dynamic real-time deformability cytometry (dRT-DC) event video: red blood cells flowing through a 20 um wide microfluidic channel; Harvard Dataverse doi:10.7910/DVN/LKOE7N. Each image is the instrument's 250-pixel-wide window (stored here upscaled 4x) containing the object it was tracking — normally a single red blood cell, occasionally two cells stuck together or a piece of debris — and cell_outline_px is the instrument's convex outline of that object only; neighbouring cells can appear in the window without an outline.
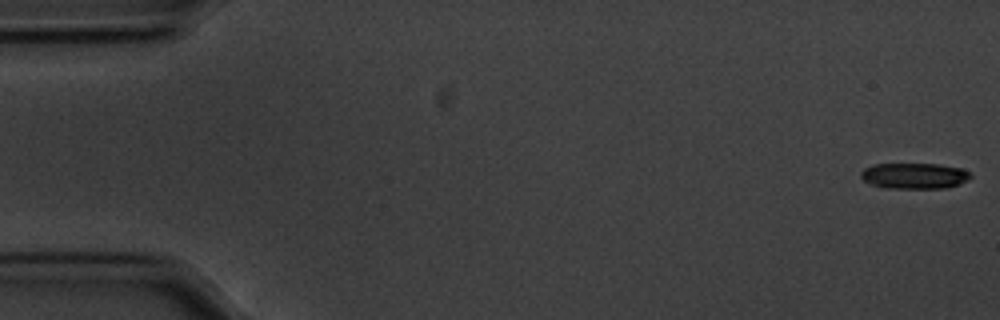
{"species": "common noctule bat (a hibernating species)", "species_latin": "Nyctalus noctula", "temperature_condition": "cold", "stored_images_in_passage": 56, "camera_frame_rate_fps": 3000, "um_per_image_px": 0.085, "animal": {"sex": "male", "body_mass_g": 20.1, "forearm_length_mm": 53.5}, "frame": {"image": 1, "passage_image": 1, "time_ms": 0.0, "image_size_px": [1000, 320], "cell_outline_px": [[972, 176], [968, 180], [960, 184], [948, 188], [888, 188], [872, 184], [864, 180], [860, 176], [860, 172], [864, 168], [876, 164], [940, 164], [960, 168], [968, 172]], "centroid_in_image_um": [77.74, 14.94], "position_along_channel_um": 7.3, "area_um2": 16.47}}
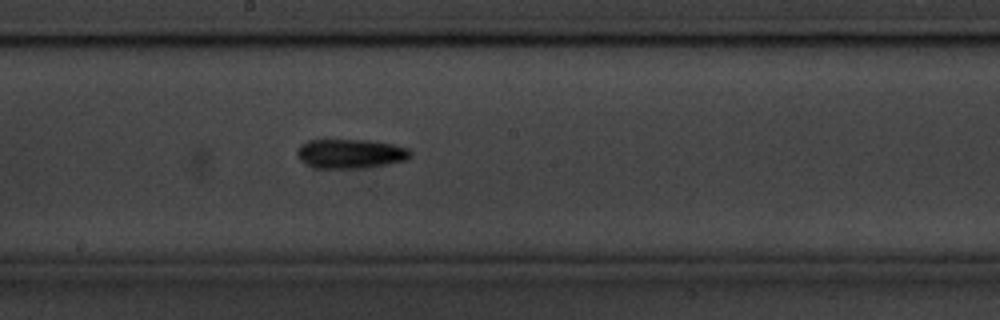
{"frame": {"image": 2, "passage_image": 30, "time_ms": 9.667, "image_size_px": [1000, 320], "cell_outline_px": [[412, 156], [408, 160], [388, 164], [364, 168], [312, 168], [304, 164], [300, 160], [296, 152], [308, 140], [368, 140], [392, 144], [408, 148], [412, 152]], "centroid_in_image_um": [29.82, 13.08], "position_along_channel_um": 218.4, "area_um2": 19.48}}
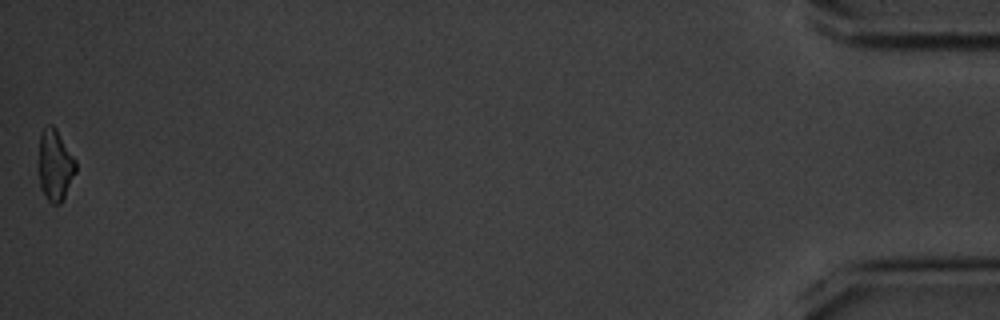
{"frame": {"image": 3, "passage_image": 56, "time_ms": 18.333, "image_size_px": [1000, 320], "cell_outline_px": [[76, 172], [64, 200], [60, 204], [52, 204], [48, 200], [40, 188], [40, 132], [48, 124], [52, 124], [56, 128], [76, 160]], "centroid_in_image_um": [4.71, 14.06], "position_along_channel_um": 430.5, "area_um2": 15.37}, "authors_computed_cell_mechanics": {"area_um2": 17.5423, "velocity_mm_per_s": 3.5676, "shape_relaxation_time_tau1_ms": 2.9012, "shape_relaxation_time_tau2_ms": null, "deformation_change_tau1": 0.1506, "deformation_change_tau2": null}}